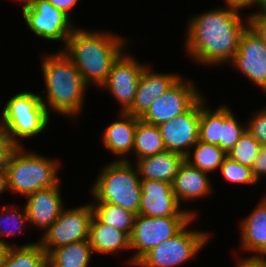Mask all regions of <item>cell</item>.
<instances>
[{
    "label": "cell",
    "instance_id": "cell-1",
    "mask_svg": "<svg viewBox=\"0 0 266 267\" xmlns=\"http://www.w3.org/2000/svg\"><path fill=\"white\" fill-rule=\"evenodd\" d=\"M225 4L227 8L217 7L188 19L184 45L192 60L201 65L231 62L238 51L240 36L249 25V17L244 20L239 13L244 7L227 1Z\"/></svg>",
    "mask_w": 266,
    "mask_h": 267
},
{
    "label": "cell",
    "instance_id": "cell-2",
    "mask_svg": "<svg viewBox=\"0 0 266 267\" xmlns=\"http://www.w3.org/2000/svg\"><path fill=\"white\" fill-rule=\"evenodd\" d=\"M127 43L128 39L109 31L76 28L61 50L74 63L88 86L94 83L101 88Z\"/></svg>",
    "mask_w": 266,
    "mask_h": 267
},
{
    "label": "cell",
    "instance_id": "cell-3",
    "mask_svg": "<svg viewBox=\"0 0 266 267\" xmlns=\"http://www.w3.org/2000/svg\"><path fill=\"white\" fill-rule=\"evenodd\" d=\"M41 67L46 86L42 92L47 93L41 101L48 115L51 110L72 119L78 117L88 85L77 67L61 49L57 53L44 54Z\"/></svg>",
    "mask_w": 266,
    "mask_h": 267
},
{
    "label": "cell",
    "instance_id": "cell-4",
    "mask_svg": "<svg viewBox=\"0 0 266 267\" xmlns=\"http://www.w3.org/2000/svg\"><path fill=\"white\" fill-rule=\"evenodd\" d=\"M99 174L90 190L95 202L118 205L138 214L142 188L137 168L130 161L115 160Z\"/></svg>",
    "mask_w": 266,
    "mask_h": 267
},
{
    "label": "cell",
    "instance_id": "cell-5",
    "mask_svg": "<svg viewBox=\"0 0 266 267\" xmlns=\"http://www.w3.org/2000/svg\"><path fill=\"white\" fill-rule=\"evenodd\" d=\"M60 162L27 152L17 147L6 165L8 190L27 197L41 189L55 186L59 181Z\"/></svg>",
    "mask_w": 266,
    "mask_h": 267
},
{
    "label": "cell",
    "instance_id": "cell-6",
    "mask_svg": "<svg viewBox=\"0 0 266 267\" xmlns=\"http://www.w3.org/2000/svg\"><path fill=\"white\" fill-rule=\"evenodd\" d=\"M49 115L41 101V95L20 92L6 102L0 125L7 130L12 142L23 147L21 139L37 136L47 128Z\"/></svg>",
    "mask_w": 266,
    "mask_h": 267
},
{
    "label": "cell",
    "instance_id": "cell-7",
    "mask_svg": "<svg viewBox=\"0 0 266 267\" xmlns=\"http://www.w3.org/2000/svg\"><path fill=\"white\" fill-rule=\"evenodd\" d=\"M195 217L174 237L167 239L146 253L135 266L177 267L201 252L211 238L210 232L188 230Z\"/></svg>",
    "mask_w": 266,
    "mask_h": 267
},
{
    "label": "cell",
    "instance_id": "cell-8",
    "mask_svg": "<svg viewBox=\"0 0 266 267\" xmlns=\"http://www.w3.org/2000/svg\"><path fill=\"white\" fill-rule=\"evenodd\" d=\"M194 216L149 217L137 214L130 234V247L135 249L127 263L135 264L151 249L174 237Z\"/></svg>",
    "mask_w": 266,
    "mask_h": 267
},
{
    "label": "cell",
    "instance_id": "cell-9",
    "mask_svg": "<svg viewBox=\"0 0 266 267\" xmlns=\"http://www.w3.org/2000/svg\"><path fill=\"white\" fill-rule=\"evenodd\" d=\"M93 217L90 203L74 209L63 208L58 219L45 231L39 244L47 255L60 246L89 239V227Z\"/></svg>",
    "mask_w": 266,
    "mask_h": 267
},
{
    "label": "cell",
    "instance_id": "cell-10",
    "mask_svg": "<svg viewBox=\"0 0 266 267\" xmlns=\"http://www.w3.org/2000/svg\"><path fill=\"white\" fill-rule=\"evenodd\" d=\"M28 28L38 37L49 41L60 40L66 45L76 29L71 18L55 8L48 0H39L22 10Z\"/></svg>",
    "mask_w": 266,
    "mask_h": 267
},
{
    "label": "cell",
    "instance_id": "cell-11",
    "mask_svg": "<svg viewBox=\"0 0 266 267\" xmlns=\"http://www.w3.org/2000/svg\"><path fill=\"white\" fill-rule=\"evenodd\" d=\"M191 82L183 80L180 76L164 94L151 104L140 119L159 126L186 112L202 96Z\"/></svg>",
    "mask_w": 266,
    "mask_h": 267
},
{
    "label": "cell",
    "instance_id": "cell-12",
    "mask_svg": "<svg viewBox=\"0 0 266 267\" xmlns=\"http://www.w3.org/2000/svg\"><path fill=\"white\" fill-rule=\"evenodd\" d=\"M147 63L140 64L124 51L113 63L107 80L101 86L119 101L120 112H126L133 104L142 71Z\"/></svg>",
    "mask_w": 266,
    "mask_h": 267
},
{
    "label": "cell",
    "instance_id": "cell-13",
    "mask_svg": "<svg viewBox=\"0 0 266 267\" xmlns=\"http://www.w3.org/2000/svg\"><path fill=\"white\" fill-rule=\"evenodd\" d=\"M230 63L266 93V43L250 25L241 34Z\"/></svg>",
    "mask_w": 266,
    "mask_h": 267
},
{
    "label": "cell",
    "instance_id": "cell-14",
    "mask_svg": "<svg viewBox=\"0 0 266 267\" xmlns=\"http://www.w3.org/2000/svg\"><path fill=\"white\" fill-rule=\"evenodd\" d=\"M200 98L183 114L159 125L166 150L185 157L199 140Z\"/></svg>",
    "mask_w": 266,
    "mask_h": 267
},
{
    "label": "cell",
    "instance_id": "cell-15",
    "mask_svg": "<svg viewBox=\"0 0 266 267\" xmlns=\"http://www.w3.org/2000/svg\"><path fill=\"white\" fill-rule=\"evenodd\" d=\"M142 188L138 214L149 217L194 216V210L180 209L172 184L164 181L141 179Z\"/></svg>",
    "mask_w": 266,
    "mask_h": 267
},
{
    "label": "cell",
    "instance_id": "cell-16",
    "mask_svg": "<svg viewBox=\"0 0 266 267\" xmlns=\"http://www.w3.org/2000/svg\"><path fill=\"white\" fill-rule=\"evenodd\" d=\"M24 204L29 224L45 232L60 216L63 202L59 182L52 187L41 189L26 198Z\"/></svg>",
    "mask_w": 266,
    "mask_h": 267
},
{
    "label": "cell",
    "instance_id": "cell-17",
    "mask_svg": "<svg viewBox=\"0 0 266 267\" xmlns=\"http://www.w3.org/2000/svg\"><path fill=\"white\" fill-rule=\"evenodd\" d=\"M180 76L172 73L153 72L150 65H147L142 71L134 102L126 113L140 118Z\"/></svg>",
    "mask_w": 266,
    "mask_h": 267
},
{
    "label": "cell",
    "instance_id": "cell-18",
    "mask_svg": "<svg viewBox=\"0 0 266 267\" xmlns=\"http://www.w3.org/2000/svg\"><path fill=\"white\" fill-rule=\"evenodd\" d=\"M209 178L208 173L202 172L184 160L172 183V189L179 204L182 203L181 201H195L211 194L213 184Z\"/></svg>",
    "mask_w": 266,
    "mask_h": 267
},
{
    "label": "cell",
    "instance_id": "cell-19",
    "mask_svg": "<svg viewBox=\"0 0 266 267\" xmlns=\"http://www.w3.org/2000/svg\"><path fill=\"white\" fill-rule=\"evenodd\" d=\"M120 115L119 121L116 120L105 129L102 141L113 155L122 157L116 160L128 161V153H133L136 126L140 118L126 112H120Z\"/></svg>",
    "mask_w": 266,
    "mask_h": 267
},
{
    "label": "cell",
    "instance_id": "cell-20",
    "mask_svg": "<svg viewBox=\"0 0 266 267\" xmlns=\"http://www.w3.org/2000/svg\"><path fill=\"white\" fill-rule=\"evenodd\" d=\"M241 249L256 256L266 255V197L246 218L241 220Z\"/></svg>",
    "mask_w": 266,
    "mask_h": 267
},
{
    "label": "cell",
    "instance_id": "cell-21",
    "mask_svg": "<svg viewBox=\"0 0 266 267\" xmlns=\"http://www.w3.org/2000/svg\"><path fill=\"white\" fill-rule=\"evenodd\" d=\"M136 161L140 179H154L172 184L184 157L181 154L165 150Z\"/></svg>",
    "mask_w": 266,
    "mask_h": 267
},
{
    "label": "cell",
    "instance_id": "cell-22",
    "mask_svg": "<svg viewBox=\"0 0 266 267\" xmlns=\"http://www.w3.org/2000/svg\"><path fill=\"white\" fill-rule=\"evenodd\" d=\"M89 243L93 254L117 253L130 250V236L115 227L101 223L94 215L89 227Z\"/></svg>",
    "mask_w": 266,
    "mask_h": 267
},
{
    "label": "cell",
    "instance_id": "cell-23",
    "mask_svg": "<svg viewBox=\"0 0 266 267\" xmlns=\"http://www.w3.org/2000/svg\"><path fill=\"white\" fill-rule=\"evenodd\" d=\"M89 240L73 242L53 249L47 255L48 267H89L92 256Z\"/></svg>",
    "mask_w": 266,
    "mask_h": 267
},
{
    "label": "cell",
    "instance_id": "cell-24",
    "mask_svg": "<svg viewBox=\"0 0 266 267\" xmlns=\"http://www.w3.org/2000/svg\"><path fill=\"white\" fill-rule=\"evenodd\" d=\"M0 267H48L47 253L38 242L10 246Z\"/></svg>",
    "mask_w": 266,
    "mask_h": 267
},
{
    "label": "cell",
    "instance_id": "cell-25",
    "mask_svg": "<svg viewBox=\"0 0 266 267\" xmlns=\"http://www.w3.org/2000/svg\"><path fill=\"white\" fill-rule=\"evenodd\" d=\"M166 150L159 127L141 119L137 121L133 152L136 160L158 154Z\"/></svg>",
    "mask_w": 266,
    "mask_h": 267
},
{
    "label": "cell",
    "instance_id": "cell-26",
    "mask_svg": "<svg viewBox=\"0 0 266 267\" xmlns=\"http://www.w3.org/2000/svg\"><path fill=\"white\" fill-rule=\"evenodd\" d=\"M191 150L193 151L188 152L184 160L205 173L219 170L224 159L227 157V153L221 147L199 140Z\"/></svg>",
    "mask_w": 266,
    "mask_h": 267
},
{
    "label": "cell",
    "instance_id": "cell-27",
    "mask_svg": "<svg viewBox=\"0 0 266 267\" xmlns=\"http://www.w3.org/2000/svg\"><path fill=\"white\" fill-rule=\"evenodd\" d=\"M91 205L93 215L101 223L120 229L130 236L137 214L110 203L93 202Z\"/></svg>",
    "mask_w": 266,
    "mask_h": 267
},
{
    "label": "cell",
    "instance_id": "cell-28",
    "mask_svg": "<svg viewBox=\"0 0 266 267\" xmlns=\"http://www.w3.org/2000/svg\"><path fill=\"white\" fill-rule=\"evenodd\" d=\"M205 98L200 97L199 141L220 147L223 126V105L216 110L205 106ZM205 103V104H204Z\"/></svg>",
    "mask_w": 266,
    "mask_h": 267
},
{
    "label": "cell",
    "instance_id": "cell-29",
    "mask_svg": "<svg viewBox=\"0 0 266 267\" xmlns=\"http://www.w3.org/2000/svg\"><path fill=\"white\" fill-rule=\"evenodd\" d=\"M260 147L261 144L246 130L227 152V156L235 162L251 167Z\"/></svg>",
    "mask_w": 266,
    "mask_h": 267
},
{
    "label": "cell",
    "instance_id": "cell-30",
    "mask_svg": "<svg viewBox=\"0 0 266 267\" xmlns=\"http://www.w3.org/2000/svg\"><path fill=\"white\" fill-rule=\"evenodd\" d=\"M246 131V125L241 124L231 109L223 105V126L222 139H220V147L226 153L236 144L242 134Z\"/></svg>",
    "mask_w": 266,
    "mask_h": 267
},
{
    "label": "cell",
    "instance_id": "cell-31",
    "mask_svg": "<svg viewBox=\"0 0 266 267\" xmlns=\"http://www.w3.org/2000/svg\"><path fill=\"white\" fill-rule=\"evenodd\" d=\"M8 210H9V213H8ZM2 212L3 213L7 212L8 214L4 216L2 215ZM5 223L7 224L6 227L3 225ZM26 223H29V219L27 217L25 206L23 207V210L21 212L20 210L15 209V206L14 207L3 206L2 211L0 213V228H1L0 229V240H3L1 239V235L12 236V235L22 233V229L25 228L24 226H26L25 225Z\"/></svg>",
    "mask_w": 266,
    "mask_h": 267
},
{
    "label": "cell",
    "instance_id": "cell-32",
    "mask_svg": "<svg viewBox=\"0 0 266 267\" xmlns=\"http://www.w3.org/2000/svg\"><path fill=\"white\" fill-rule=\"evenodd\" d=\"M220 172L226 181L230 183L256 184L251 171V167L244 166L231 160L228 156L220 166Z\"/></svg>",
    "mask_w": 266,
    "mask_h": 267
},
{
    "label": "cell",
    "instance_id": "cell-33",
    "mask_svg": "<svg viewBox=\"0 0 266 267\" xmlns=\"http://www.w3.org/2000/svg\"><path fill=\"white\" fill-rule=\"evenodd\" d=\"M246 130L261 144L266 145V107L249 118Z\"/></svg>",
    "mask_w": 266,
    "mask_h": 267
},
{
    "label": "cell",
    "instance_id": "cell-34",
    "mask_svg": "<svg viewBox=\"0 0 266 267\" xmlns=\"http://www.w3.org/2000/svg\"><path fill=\"white\" fill-rule=\"evenodd\" d=\"M17 146L12 142L7 130L0 125V166H6Z\"/></svg>",
    "mask_w": 266,
    "mask_h": 267
},
{
    "label": "cell",
    "instance_id": "cell-35",
    "mask_svg": "<svg viewBox=\"0 0 266 267\" xmlns=\"http://www.w3.org/2000/svg\"><path fill=\"white\" fill-rule=\"evenodd\" d=\"M251 171L257 183L262 176H266V145H261L259 153L251 166Z\"/></svg>",
    "mask_w": 266,
    "mask_h": 267
},
{
    "label": "cell",
    "instance_id": "cell-36",
    "mask_svg": "<svg viewBox=\"0 0 266 267\" xmlns=\"http://www.w3.org/2000/svg\"><path fill=\"white\" fill-rule=\"evenodd\" d=\"M249 25L256 31V33L266 43V13L249 14Z\"/></svg>",
    "mask_w": 266,
    "mask_h": 267
},
{
    "label": "cell",
    "instance_id": "cell-37",
    "mask_svg": "<svg viewBox=\"0 0 266 267\" xmlns=\"http://www.w3.org/2000/svg\"><path fill=\"white\" fill-rule=\"evenodd\" d=\"M48 2L71 17L70 12L77 4L78 0H48Z\"/></svg>",
    "mask_w": 266,
    "mask_h": 267
},
{
    "label": "cell",
    "instance_id": "cell-38",
    "mask_svg": "<svg viewBox=\"0 0 266 267\" xmlns=\"http://www.w3.org/2000/svg\"><path fill=\"white\" fill-rule=\"evenodd\" d=\"M237 267H258V256L253 255L245 259H238Z\"/></svg>",
    "mask_w": 266,
    "mask_h": 267
},
{
    "label": "cell",
    "instance_id": "cell-39",
    "mask_svg": "<svg viewBox=\"0 0 266 267\" xmlns=\"http://www.w3.org/2000/svg\"><path fill=\"white\" fill-rule=\"evenodd\" d=\"M8 190L7 169L6 166H0V194Z\"/></svg>",
    "mask_w": 266,
    "mask_h": 267
},
{
    "label": "cell",
    "instance_id": "cell-40",
    "mask_svg": "<svg viewBox=\"0 0 266 267\" xmlns=\"http://www.w3.org/2000/svg\"><path fill=\"white\" fill-rule=\"evenodd\" d=\"M252 5L259 7V10L252 14L266 13V0H253L246 8H250Z\"/></svg>",
    "mask_w": 266,
    "mask_h": 267
},
{
    "label": "cell",
    "instance_id": "cell-41",
    "mask_svg": "<svg viewBox=\"0 0 266 267\" xmlns=\"http://www.w3.org/2000/svg\"><path fill=\"white\" fill-rule=\"evenodd\" d=\"M10 246H13V244H9L7 241L0 240V264L5 258L7 250Z\"/></svg>",
    "mask_w": 266,
    "mask_h": 267
},
{
    "label": "cell",
    "instance_id": "cell-42",
    "mask_svg": "<svg viewBox=\"0 0 266 267\" xmlns=\"http://www.w3.org/2000/svg\"><path fill=\"white\" fill-rule=\"evenodd\" d=\"M231 4H236L242 7H247L253 0H225Z\"/></svg>",
    "mask_w": 266,
    "mask_h": 267
},
{
    "label": "cell",
    "instance_id": "cell-43",
    "mask_svg": "<svg viewBox=\"0 0 266 267\" xmlns=\"http://www.w3.org/2000/svg\"><path fill=\"white\" fill-rule=\"evenodd\" d=\"M16 1H18V3L20 2V3H24L23 4V9L24 8H26V7H28V6H31L33 3H35V2H37V1H39V0H16Z\"/></svg>",
    "mask_w": 266,
    "mask_h": 267
},
{
    "label": "cell",
    "instance_id": "cell-44",
    "mask_svg": "<svg viewBox=\"0 0 266 267\" xmlns=\"http://www.w3.org/2000/svg\"><path fill=\"white\" fill-rule=\"evenodd\" d=\"M258 267H266V257L258 256Z\"/></svg>",
    "mask_w": 266,
    "mask_h": 267
}]
</instances>
